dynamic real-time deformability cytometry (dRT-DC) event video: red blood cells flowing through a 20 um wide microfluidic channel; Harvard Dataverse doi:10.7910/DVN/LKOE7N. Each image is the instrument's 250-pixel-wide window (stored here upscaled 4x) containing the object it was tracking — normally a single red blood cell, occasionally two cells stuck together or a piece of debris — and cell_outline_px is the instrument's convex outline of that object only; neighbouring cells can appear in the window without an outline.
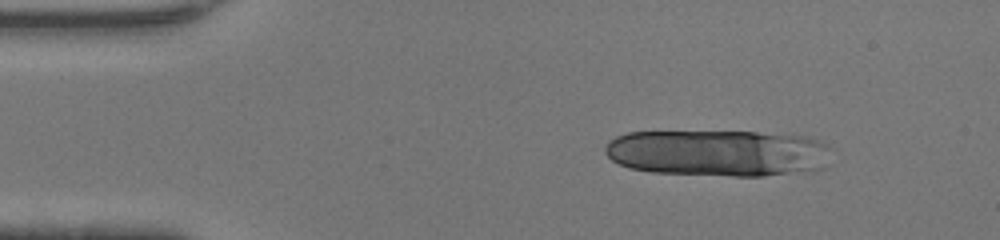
{"species": "human", "species_latin": "Homo sapiens", "temperature_condition": "warm", "stored_images_in_passage": 28, "camera_frame_rate_fps": 3000, "um_per_image_px": 0.085, "donor": {"sex": "female"}, "frame": {"image": 1, "passage_image": 6, "time_ms": 1.667, "image_size_px": [1000, 240], "cell_outline_px": [[828, 148], [824, 168], [812, 172], [764, 176], [732, 176], [652, 172], [628, 168], [612, 160], [604, 152], [604, 148], [608, 140], [616, 136], [628, 132], [756, 132], [808, 136], [828, 144]], "centroid_in_image_um": [61.04, 13.01], "position_along_channel_um": 24.0, "area_um2": 61.96}}
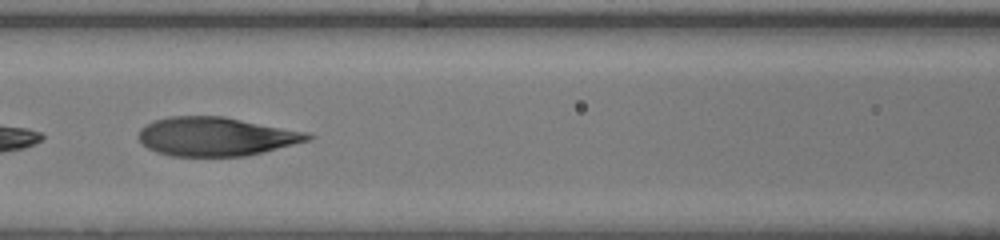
{"frame": {"image": 2, "passage_image": 20, "time_ms": 6.333, "image_size_px": [1000, 240], "cell_outline_px": [[316, 136], [312, 140], [264, 152], [244, 156], [172, 156], [156, 152], [148, 148], [140, 140], [140, 128], [152, 120], [168, 116], [224, 116], [308, 132]], "centroid_in_image_um": [18.4, 11.6], "position_along_channel_um": 148.2, "area_um2": 38.49}}
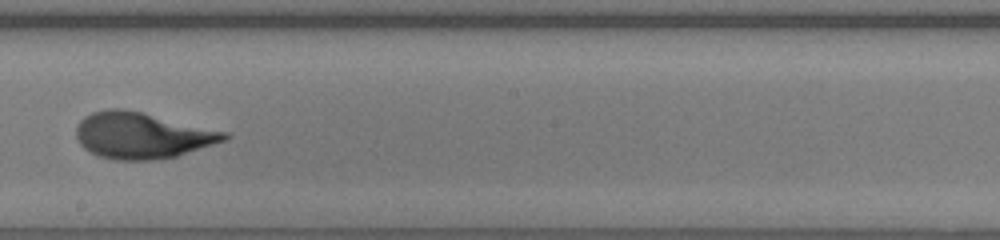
{"frame": {"image": 3, "passage_image": 26, "time_ms": 8.333, "image_size_px": [1000, 240], "cell_outline_px": [[232, 136], [228, 140], [176, 156], [152, 160], [116, 160], [96, 156], [84, 148], [80, 144], [76, 136], [76, 128], [80, 120], [84, 116], [92, 112], [108, 108], [120, 108], [140, 112], [228, 132]], "centroid_in_image_um": [12.06, 11.52], "position_along_channel_um": 236.1, "area_um2": 39.88}}